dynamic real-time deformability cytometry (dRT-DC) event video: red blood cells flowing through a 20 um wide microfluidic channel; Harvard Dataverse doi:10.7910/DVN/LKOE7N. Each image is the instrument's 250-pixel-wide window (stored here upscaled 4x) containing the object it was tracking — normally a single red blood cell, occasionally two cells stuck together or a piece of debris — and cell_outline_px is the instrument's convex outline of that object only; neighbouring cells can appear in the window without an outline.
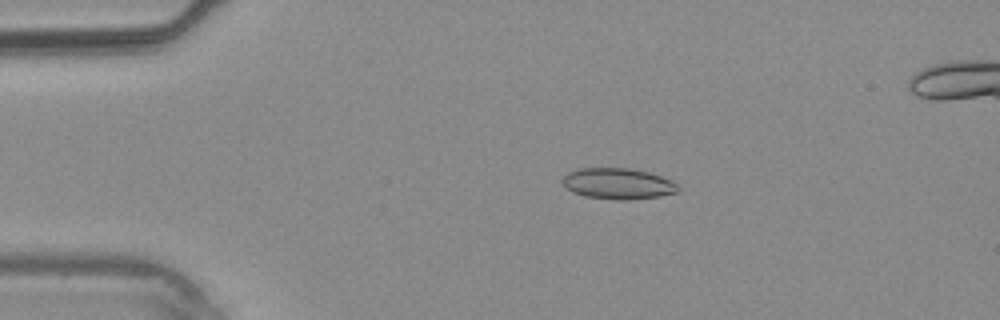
{"species": "common noctule bat (a hibernating species)", "species_latin": "Nyctalus noctula", "temperature_condition": "warm", "stored_images_in_passage": 34, "camera_frame_rate_fps": 3000, "um_per_image_px": 0.085, "animal": {"sex": "male", "body_mass_g": 20.4}, "frame": {"image": 1, "passage_image": 7, "time_ms": 2.0, "image_size_px": [1000, 320], "cell_outline_px": [[680, 188], [676, 192], [660, 196], [628, 200], [616, 200], [584, 196], [572, 192], [560, 180], [568, 172], [580, 168], [628, 168], [648, 172], [660, 176], [676, 184]], "centroid_in_image_um": [52.49, 15.61], "position_along_channel_um": 32.5, "area_um2": 20.75}}
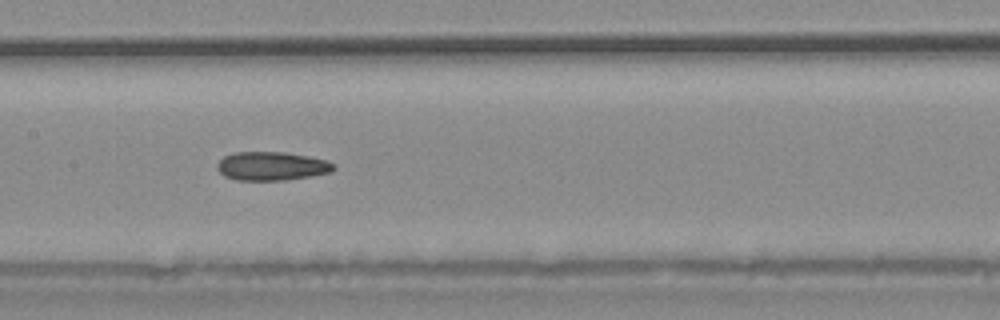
{"frame": {"image": 2, "passage_image": 18, "time_ms": 5.667, "image_size_px": [1000, 320], "cell_outline_px": [[336, 168], [332, 172], [312, 176], [284, 180], [236, 180], [224, 176], [216, 168], [216, 164], [224, 156], [236, 152], [284, 152], [308, 156], [328, 160], [336, 164]], "centroid_in_image_um": [23.12, 14.12], "position_along_channel_um": 184.3, "area_um2": 19.65}}
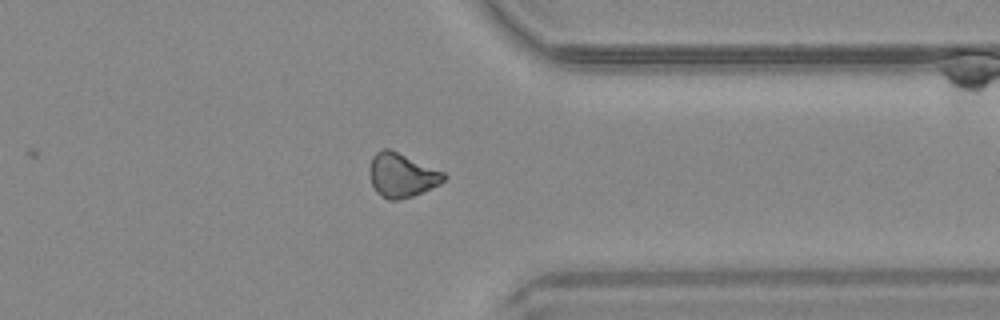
{"frame": {"image": 3, "passage_image": 29, "time_ms": 9.333, "image_size_px": [1000, 320], "cell_outline_px": [[448, 176], [440, 184], [424, 192], [412, 196], [396, 200], [388, 200], [380, 196], [376, 192], [368, 176], [368, 172], [372, 156], [376, 152], [384, 148], [388, 148], [444, 172]], "centroid_in_image_um": [34.12, 14.9], "position_along_channel_um": 377.3, "area_um2": 19.19}}